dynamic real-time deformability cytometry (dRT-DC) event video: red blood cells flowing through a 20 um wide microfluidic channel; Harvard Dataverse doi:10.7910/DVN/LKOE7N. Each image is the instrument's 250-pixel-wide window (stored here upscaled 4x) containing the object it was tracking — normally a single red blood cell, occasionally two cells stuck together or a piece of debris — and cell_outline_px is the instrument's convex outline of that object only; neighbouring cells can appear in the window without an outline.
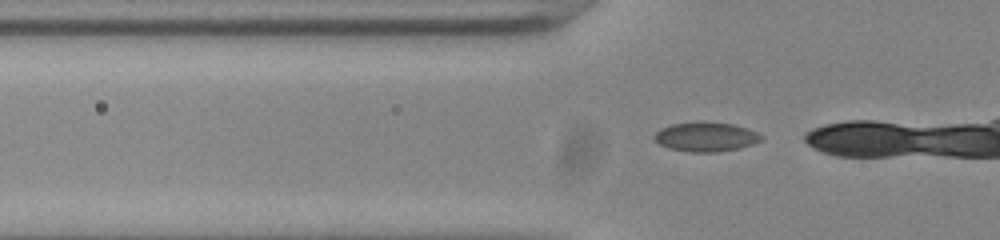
{"species": "common noctule bat (a hibernating species)", "species_latin": "Nyctalus noctula", "temperature_condition": "room temperature", "stored_images_in_passage": 8, "camera_frame_rate_fps": 3000, "um_per_image_px": 0.085, "animal": {"sex": "male", "body_mass_g": 20.0, "forearm_length_mm": 53.3}, "frame": {"image": 1, "passage_image": 2, "time_ms": 0.333, "image_size_px": [1000, 240], "cell_outline_px": [[764, 136], [760, 140], [752, 144], [740, 148], [716, 152], [692, 152], [668, 148], [652, 140], [652, 136], [660, 128], [672, 124], [732, 124], [748, 128]], "centroid_in_image_um": [59.97, 11.67], "position_along_channel_um": 65.8, "area_um2": 17.74}}
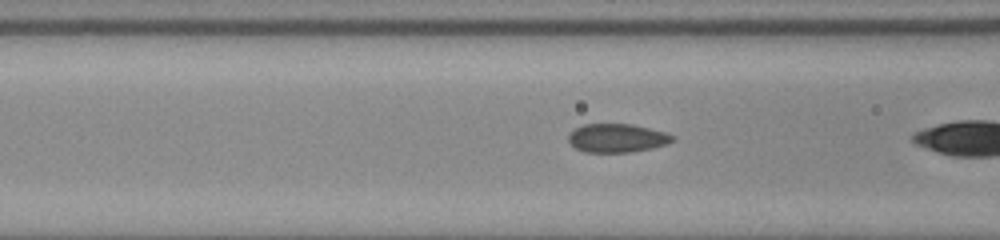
{"frame": {"image": 2, "passage_image": 6, "time_ms": 1.667, "image_size_px": [1000, 240], "cell_outline_px": [[676, 140], [668, 144], [652, 148], [628, 152], [584, 152], [576, 148], [568, 140], [568, 136], [576, 128], [584, 124], [632, 124], [664, 132], [676, 136]], "centroid_in_image_um": [52.49, 11.74], "position_along_channel_um": 114.1, "area_um2": 17.28}}